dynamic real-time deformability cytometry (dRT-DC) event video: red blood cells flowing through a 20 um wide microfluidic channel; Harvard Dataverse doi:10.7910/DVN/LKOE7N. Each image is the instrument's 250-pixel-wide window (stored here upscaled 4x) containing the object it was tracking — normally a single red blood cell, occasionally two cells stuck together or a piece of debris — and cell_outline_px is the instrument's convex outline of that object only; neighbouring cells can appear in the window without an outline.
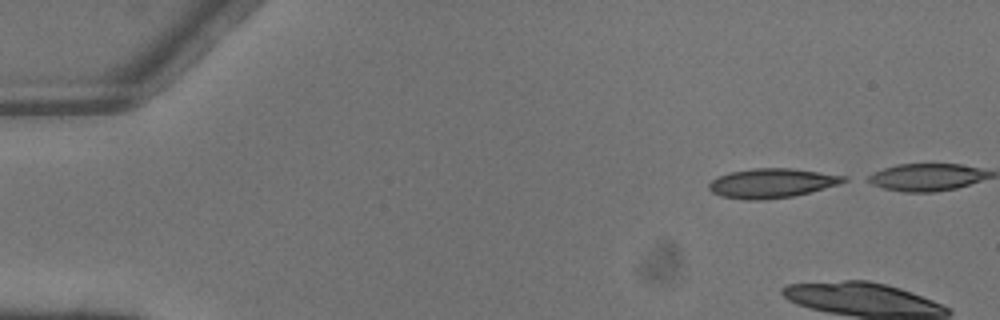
{"species": "common noctule bat (a hibernating species)", "species_latin": "Nyctalus noctula", "temperature_condition": "warm", "stored_images_in_passage": 8, "camera_frame_rate_fps": 3000, "um_per_image_px": 0.085, "animal": {"sex": "male", "body_mass_g": 13.3}, "frame": {"image": 1, "passage_image": 1, "time_ms": 0.0, "image_size_px": [1000, 320], "cell_outline_px": [[848, 180], [840, 184], [792, 196], [764, 200], [744, 200], [720, 196], [712, 192], [708, 188], [708, 184], [716, 176], [728, 172], [756, 168], [792, 168], [848, 176]], "centroid_in_image_um": [65.58, 15.56], "position_along_channel_um": 19.4, "area_um2": 23.24}}
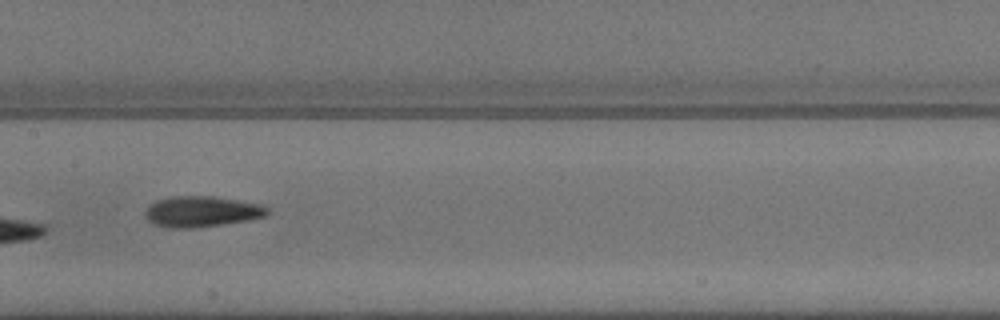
{"frame": {"image": 2, "passage_image": 7, "time_ms": 2.0, "image_size_px": [1000, 320], "cell_outline_px": [[268, 212], [264, 216], [248, 220], [192, 228], [168, 228], [156, 224], [148, 220], [144, 216], [144, 212], [156, 200], [172, 196], [212, 196], [260, 204], [268, 208]], "centroid_in_image_um": [17.11, 17.98], "position_along_channel_um": 190.3, "area_um2": 21.62}}